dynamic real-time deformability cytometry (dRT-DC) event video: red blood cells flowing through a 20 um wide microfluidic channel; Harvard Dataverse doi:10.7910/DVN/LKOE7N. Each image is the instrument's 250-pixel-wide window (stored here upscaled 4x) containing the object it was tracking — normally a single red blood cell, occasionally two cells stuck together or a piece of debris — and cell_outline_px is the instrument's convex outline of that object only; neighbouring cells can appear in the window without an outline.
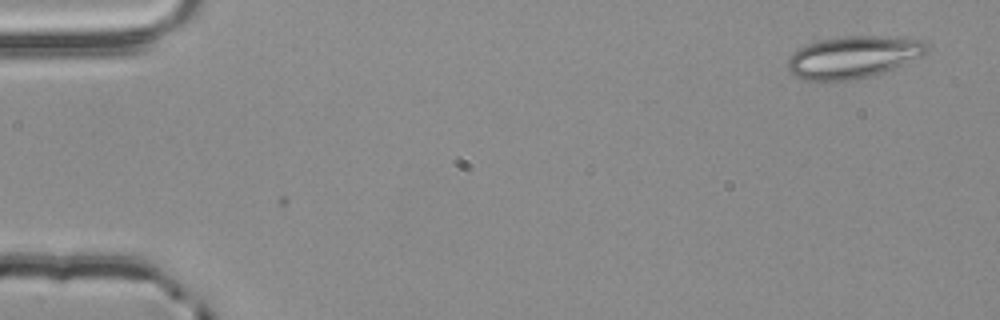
{"species": "common noctule bat (a hibernating species)", "species_latin": "Nyctalus noctula", "temperature_condition": "room temperature", "stored_images_in_passage": 2, "camera_frame_rate_fps": 3000, "um_per_image_px": 0.085, "animal": {"sex": "male", "body_mass_g": 20.4}, "frame": {"image": 1, "passage_image": 2, "time_ms": 0.333, "image_size_px": [1000, 320], "cell_outline_px": [[928, 48], [920, 56], [884, 72], [868, 76], [828, 84], [804, 80], [792, 76], [788, 72], [788, 60], [800, 48], [808, 44], [820, 40], [848, 36], [880, 36], [924, 40], [928, 44]], "centroid_in_image_um": [72.45, 4.89], "position_along_channel_um": 12.5, "area_um2": 34.16}}